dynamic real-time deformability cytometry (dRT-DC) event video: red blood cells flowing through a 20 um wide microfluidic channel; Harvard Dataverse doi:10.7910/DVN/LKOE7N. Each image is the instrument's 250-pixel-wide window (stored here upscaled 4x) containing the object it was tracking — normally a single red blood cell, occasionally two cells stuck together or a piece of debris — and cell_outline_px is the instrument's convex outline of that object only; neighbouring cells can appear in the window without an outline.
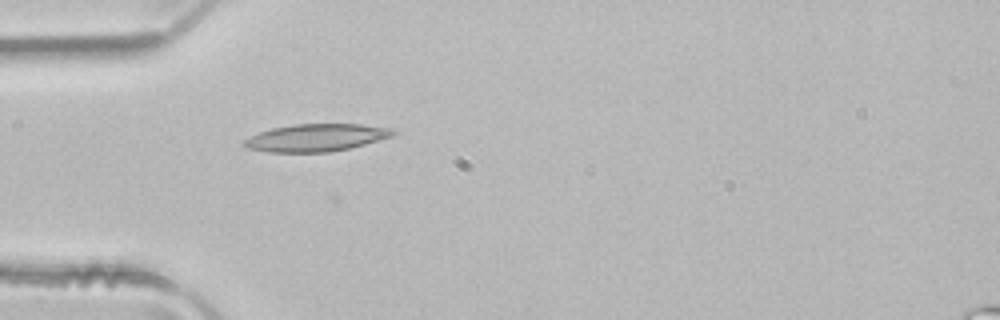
{"species": "common noctule bat (a hibernating species)", "species_latin": "Nyctalus noctula", "temperature_condition": "room temperature", "stored_images_in_passage": 4, "camera_frame_rate_fps": 3000, "um_per_image_px": 0.085, "animal": {"sex": "male", "body_mass_g": 21.5, "forearm_length_mm": 52.0}, "frame": {"image": 1, "passage_image": 4, "time_ms": 1.0, "image_size_px": [1000, 320], "cell_outline_px": [[396, 132], [392, 136], [364, 144], [348, 148], [328, 152], [268, 152], [248, 148], [244, 144], [244, 140], [260, 132], [272, 128], [292, 124], [360, 124], [392, 128]], "centroid_in_image_um": [26.88, 11.69], "position_along_channel_um": 58.1, "area_um2": 23.52}}